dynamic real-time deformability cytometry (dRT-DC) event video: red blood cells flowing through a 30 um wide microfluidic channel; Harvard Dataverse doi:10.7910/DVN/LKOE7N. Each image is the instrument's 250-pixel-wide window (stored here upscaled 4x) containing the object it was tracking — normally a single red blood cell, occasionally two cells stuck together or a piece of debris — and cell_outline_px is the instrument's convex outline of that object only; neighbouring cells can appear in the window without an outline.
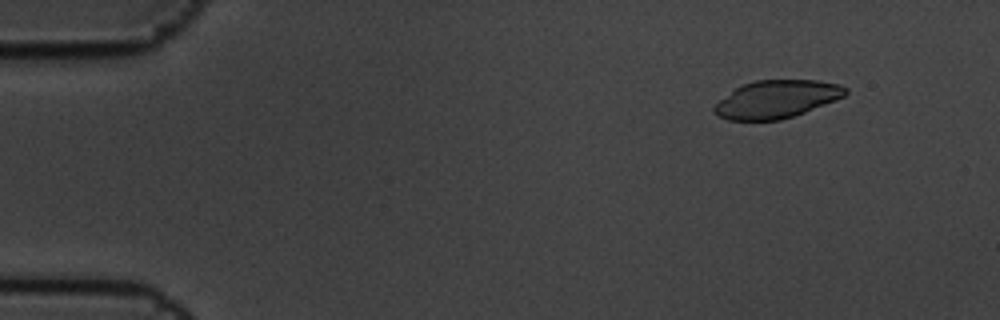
{"species": "common noctule bat (a hibernating species)", "species_latin": "Nyctalus noctula", "temperature_condition": "cold", "stored_images_in_passage": 5, "camera_frame_rate_fps": 3000, "um_per_image_px": 0.085, "animal": {"sex": "male", "body_mass_g": 19.5, "forearm_length_mm": 54.6}, "frame": {"image": 1, "passage_image": 2, "time_ms": 0.333, "image_size_px": [1000, 320], "cell_outline_px": [[848, 92], [844, 96], [836, 100], [804, 112], [780, 120], [728, 120], [712, 112], [712, 108], [720, 100], [736, 88], [744, 84], [756, 80], [816, 80], [840, 84], [848, 88]], "centroid_in_image_um": [66.03, 8.43], "position_along_channel_um": 19.0, "area_um2": 28.67}}